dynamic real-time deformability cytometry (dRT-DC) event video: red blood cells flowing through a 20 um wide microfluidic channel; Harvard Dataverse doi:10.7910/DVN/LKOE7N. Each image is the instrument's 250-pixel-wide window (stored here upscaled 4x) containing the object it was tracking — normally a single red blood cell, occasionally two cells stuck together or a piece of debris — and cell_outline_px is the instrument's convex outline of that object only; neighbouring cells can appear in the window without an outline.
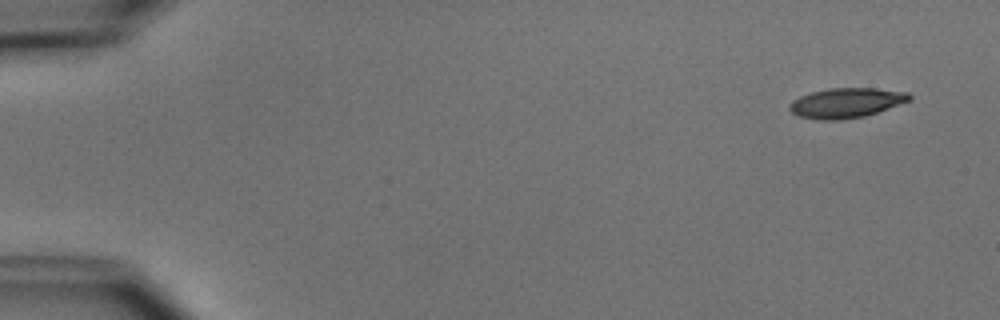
{"species": "common noctule bat (a hibernating species)", "species_latin": "Nyctalus noctula", "temperature_condition": "cold", "stored_images_in_passage": 6, "camera_frame_rate_fps": 3000, "um_per_image_px": 0.085, "animal": {"sex": "male", "body_mass_g": 15.6}, "frame": {"image": 1, "passage_image": 1, "time_ms": 0.0, "image_size_px": [1000, 320], "cell_outline_px": [[912, 100], [864, 116], [840, 120], [820, 120], [800, 116], [792, 112], [788, 108], [788, 104], [792, 100], [800, 96], [812, 92], [828, 88], [876, 88], [908, 92], [912, 96]], "centroid_in_image_um": [71.93, 8.73], "position_along_channel_um": 13.1, "area_um2": 20.87}}
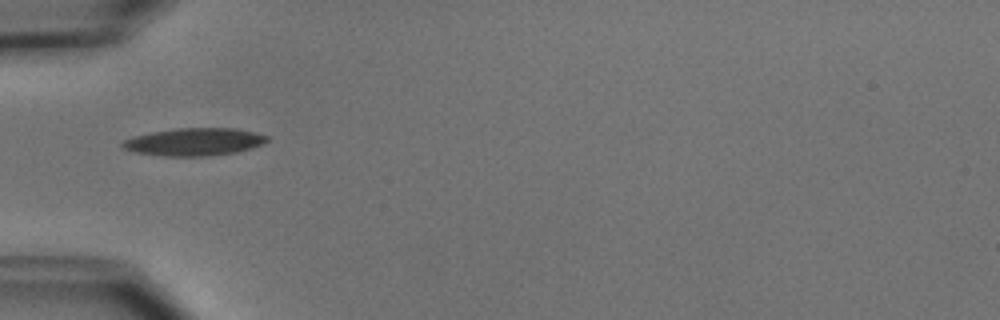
{"frame": {"image": 2, "passage_image": 4, "time_ms": 4.667, "image_size_px": [1000, 320], "cell_outline_px": [[268, 140], [252, 148], [236, 152], [204, 156], [164, 156], [136, 152], [120, 148], [120, 144], [124, 140], [132, 136], [152, 132], [176, 128], [236, 128], [268, 136]], "centroid_in_image_um": [16.45, 12.05], "position_along_channel_um": 68.5, "area_um2": 23.18}}
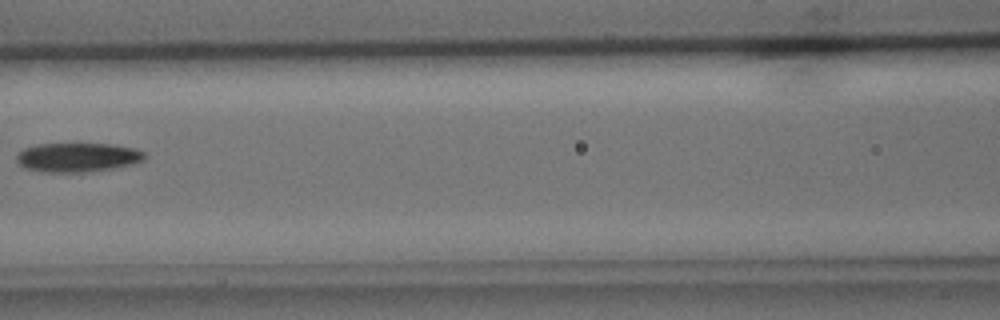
{"frame": {"image": 3, "passage_image": 6, "time_ms": 7.0, "image_size_px": [1000, 320], "cell_outline_px": [[144, 160], [132, 164], [116, 168], [84, 172], [44, 172], [24, 168], [16, 160], [16, 156], [24, 148], [36, 144], [112, 144], [136, 148], [144, 152]], "centroid_in_image_um": [6.6, 13.37], "position_along_channel_um": 160.0, "area_um2": 21.79}}